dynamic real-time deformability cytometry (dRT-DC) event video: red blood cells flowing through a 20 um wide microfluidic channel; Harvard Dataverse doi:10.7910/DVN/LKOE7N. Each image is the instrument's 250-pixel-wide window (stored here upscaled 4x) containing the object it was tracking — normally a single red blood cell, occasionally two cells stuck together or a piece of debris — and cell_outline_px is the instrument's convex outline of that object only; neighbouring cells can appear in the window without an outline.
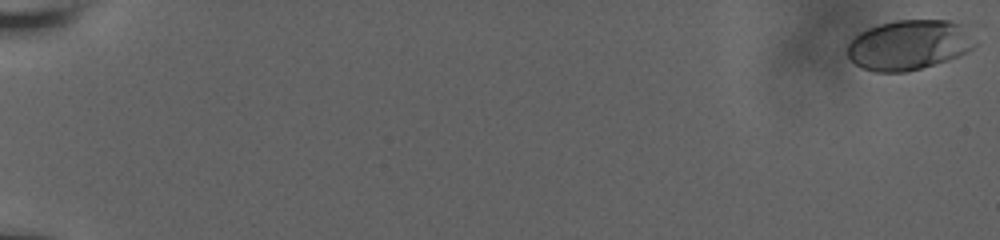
{"species": "human", "species_latin": "Homo sapiens", "temperature_condition": "room temperature", "stored_images_in_passage": 46, "camera_frame_rate_fps": 3000, "um_per_image_px": 0.085, "donor": {"sex": "male"}, "frame": {"image": 1, "passage_image": 1, "time_ms": 0.0, "image_size_px": [1000, 240], "cell_outline_px": [[976, 44], [972, 48], [948, 60], [920, 68], [904, 72], [876, 72], [860, 68], [848, 56], [848, 44], [860, 32], [868, 28], [880, 24], [896, 20], [948, 20], [964, 24]], "centroid_in_image_um": [77.25, 3.81], "position_along_channel_um": 7.7, "area_um2": 36.93}}
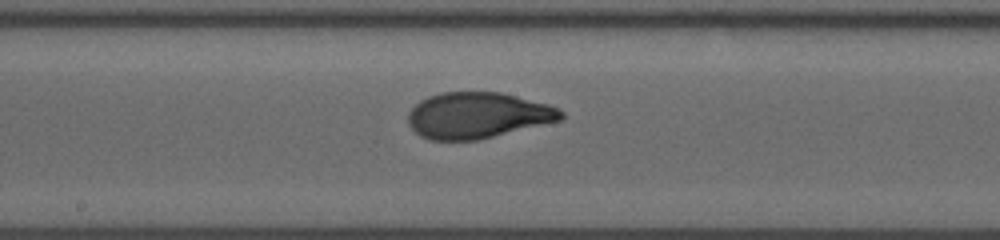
{"frame": {"image": 2, "passage_image": 26, "time_ms": 11.333, "image_size_px": [1000, 240], "cell_outline_px": [[564, 116], [560, 120], [476, 140], [428, 140], [420, 136], [408, 124], [408, 112], [420, 100], [428, 96], [444, 92], [500, 92], [548, 104], [560, 108], [564, 112]], "centroid_in_image_um": [40.58, 9.8], "position_along_channel_um": 207.6, "area_um2": 40.81}}
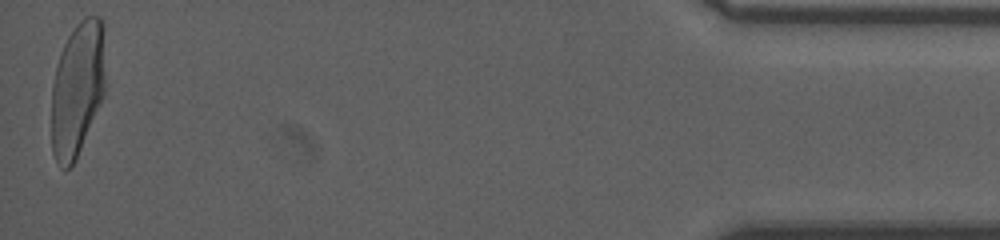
{"frame": {"image": 3, "passage_image": 46, "time_ms": 19.333, "image_size_px": [1000, 240], "cell_outline_px": [[104, 96], [76, 160], [64, 172], [56, 164], [52, 152], [52, 84], [56, 64], [60, 52], [68, 36], [76, 24], [80, 20], [88, 16], [100, 16], [104, 20]], "centroid_in_image_um": [6.57, 7.57], "position_along_channel_um": 428.6, "area_um2": 42.89}, "authors_computed_cell_mechanics": {"area_um2": 40.1421, "velocity_mm_per_s": 3.7715, "shape_relaxation_time_tau1_ms": 5.6246, "shape_relaxation_time_tau2_ms": null, "deformation_change_tau1": 0.2227, "deformation_change_tau2": null}}